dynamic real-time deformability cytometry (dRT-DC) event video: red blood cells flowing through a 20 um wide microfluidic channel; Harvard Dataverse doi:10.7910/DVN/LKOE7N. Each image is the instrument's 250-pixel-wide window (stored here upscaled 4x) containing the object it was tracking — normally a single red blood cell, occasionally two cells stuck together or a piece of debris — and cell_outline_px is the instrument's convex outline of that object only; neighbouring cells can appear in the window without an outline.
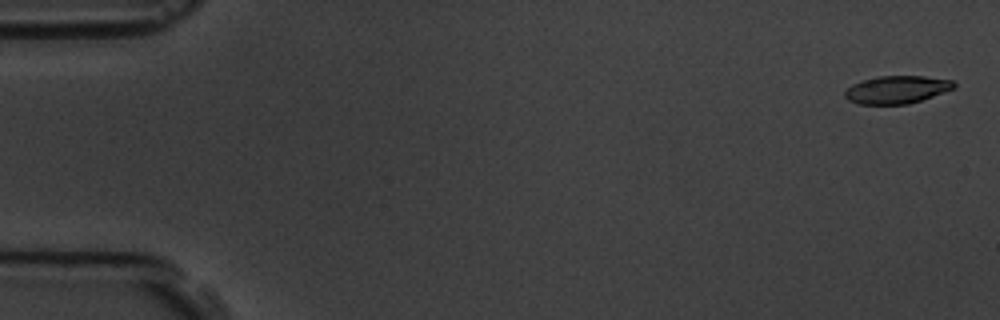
{"species": "common noctule bat (a hibernating species)", "species_latin": "Nyctalus noctula", "temperature_condition": "room temperature", "stored_images_in_passage": 5, "camera_frame_rate_fps": 3000, "um_per_image_px": 0.085, "animal": {"sex": "male", "body_mass_g": 19.5, "forearm_length_mm": 54.6}, "frame": {"image": 1, "passage_image": 1, "time_ms": 0.0, "image_size_px": [1000, 320], "cell_outline_px": [[956, 88], [908, 104], [860, 104], [848, 100], [844, 96], [844, 92], [852, 84], [876, 76], [924, 76], [952, 80], [956, 84]], "centroid_in_image_um": [76.23, 7.61], "position_along_channel_um": 8.8, "area_um2": 17.57}}
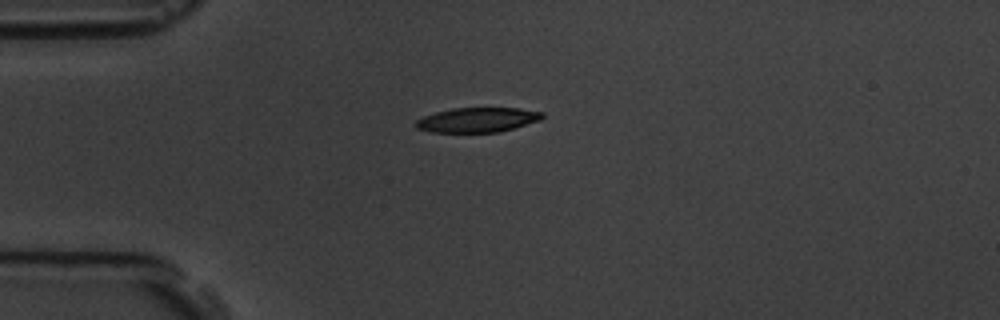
{"frame": {"image": 2, "passage_image": 5, "time_ms": 4.333, "image_size_px": [1000, 320], "cell_outline_px": [[544, 116], [540, 120], [500, 132], [432, 132], [416, 128], [412, 124], [416, 120], [424, 116], [436, 112], [452, 108], [520, 108], [544, 112]], "centroid_in_image_um": [40.57, 10.19], "position_along_channel_um": 44.4, "area_um2": 18.26}}